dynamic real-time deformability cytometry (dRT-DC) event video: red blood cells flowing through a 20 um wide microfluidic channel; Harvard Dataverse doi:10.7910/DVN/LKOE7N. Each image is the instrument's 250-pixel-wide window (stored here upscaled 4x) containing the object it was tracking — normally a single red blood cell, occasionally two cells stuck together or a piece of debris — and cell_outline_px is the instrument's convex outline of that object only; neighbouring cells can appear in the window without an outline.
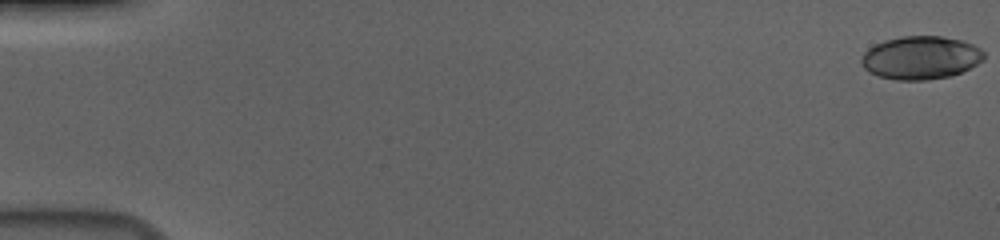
{"species": "human", "species_latin": "Homo sapiens", "temperature_condition": "cold", "stored_images_in_passage": 57, "camera_frame_rate_fps": 3000, "um_per_image_px": 0.085, "donor": {"sex": "male"}, "frame": {"image": 1, "passage_image": 1, "time_ms": 0.0, "image_size_px": [1000, 240], "cell_outline_px": [[984, 60], [952, 76], [928, 80], [896, 80], [880, 76], [868, 72], [864, 68], [860, 60], [864, 52], [868, 48], [884, 40], [900, 36], [940, 36], [960, 40], [972, 44], [980, 48], [984, 52]], "centroid_in_image_um": [78.24, 4.9], "position_along_channel_um": 6.8, "area_um2": 30.87}}
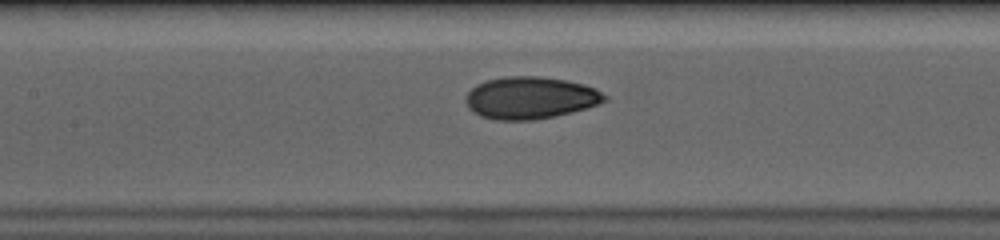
{"frame": {"image": 2, "passage_image": 28, "time_ms": 9.0, "image_size_px": [1000, 240], "cell_outline_px": [[608, 100], [584, 108], [552, 116], [532, 120], [496, 120], [480, 116], [468, 108], [464, 100], [468, 92], [476, 84], [488, 80], [504, 76], [540, 76], [564, 80], [584, 84], [596, 88], [608, 96]], "centroid_in_image_um": [45.05, 8.3], "position_along_channel_um": 162.4, "area_um2": 33.99}}
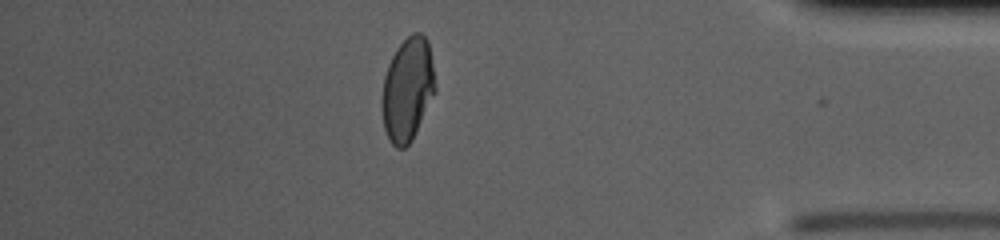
{"frame": {"image": 3, "passage_image": 50, "time_ms": 16.333, "image_size_px": [1000, 240], "cell_outline_px": [[436, 92], [412, 140], [404, 148], [396, 148], [392, 144], [384, 128], [380, 104], [384, 76], [388, 64], [396, 48], [412, 32], [420, 32], [428, 40], [436, 88]], "centroid_in_image_um": [34.63, 7.6], "position_along_channel_um": 400.6, "area_um2": 32.31}, "authors_computed_cell_mechanics": {"area_um2": 32.4258, "velocity_mm_per_s": 3.7025, "shape_relaxation_time_tau1_ms": 5.0612, "shape_relaxation_time_tau2_ms": 1.2677, "deformation_change_tau1": 0.1683, "deformation_change_tau2": 0.0501}}